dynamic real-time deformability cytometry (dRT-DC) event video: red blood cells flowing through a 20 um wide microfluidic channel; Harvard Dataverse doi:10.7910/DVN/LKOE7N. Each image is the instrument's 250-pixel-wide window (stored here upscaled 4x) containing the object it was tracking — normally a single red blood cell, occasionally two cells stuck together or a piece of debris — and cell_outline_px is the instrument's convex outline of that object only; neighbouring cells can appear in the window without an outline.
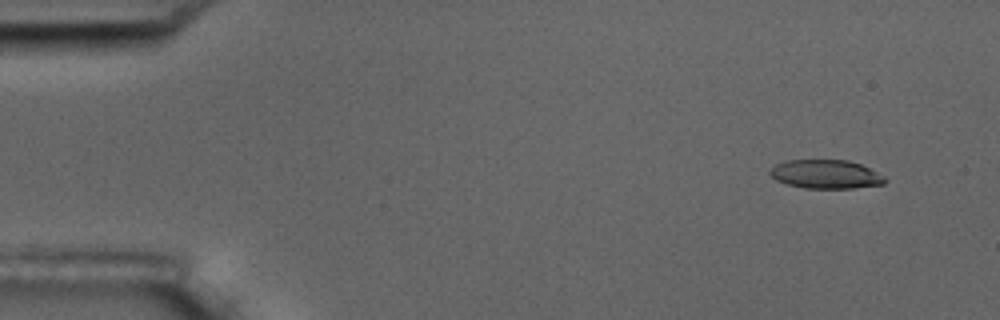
{"species": "common noctule bat (a hibernating species)", "species_latin": "Nyctalus noctula", "temperature_condition": "room temperature", "stored_images_in_passage": 8, "camera_frame_rate_fps": 3000, "um_per_image_px": 0.085, "animal": {"sex": "male", "body_mass_g": 17.5, "forearm_length_mm": 52.3}, "frame": {"image": 1, "passage_image": 2, "time_ms": 1.0, "image_size_px": [1000, 320], "cell_outline_px": [[888, 180], [884, 184], [856, 188], [804, 188], [788, 184], [776, 180], [768, 172], [776, 164], [784, 160], [848, 160], [860, 164], [884, 176]], "centroid_in_image_um": [70.2, 14.81], "position_along_channel_um": 14.8, "area_um2": 19.25}}
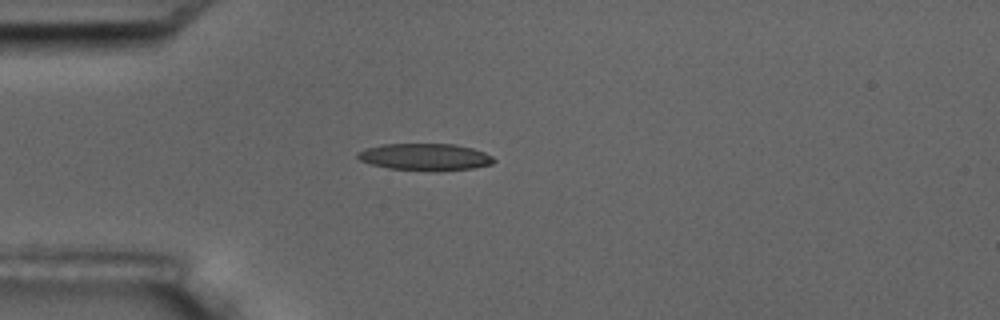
{"frame": {"image": 2, "passage_image": 5, "time_ms": 4.667, "image_size_px": [1000, 320], "cell_outline_px": [[496, 160], [492, 164], [472, 168], [432, 172], [388, 168], [372, 164], [360, 160], [356, 156], [356, 152], [364, 148], [380, 144], [456, 144], [472, 148], [484, 152], [492, 156]], "centroid_in_image_um": [36.11, 13.34], "position_along_channel_um": 48.9, "area_um2": 21.68}}